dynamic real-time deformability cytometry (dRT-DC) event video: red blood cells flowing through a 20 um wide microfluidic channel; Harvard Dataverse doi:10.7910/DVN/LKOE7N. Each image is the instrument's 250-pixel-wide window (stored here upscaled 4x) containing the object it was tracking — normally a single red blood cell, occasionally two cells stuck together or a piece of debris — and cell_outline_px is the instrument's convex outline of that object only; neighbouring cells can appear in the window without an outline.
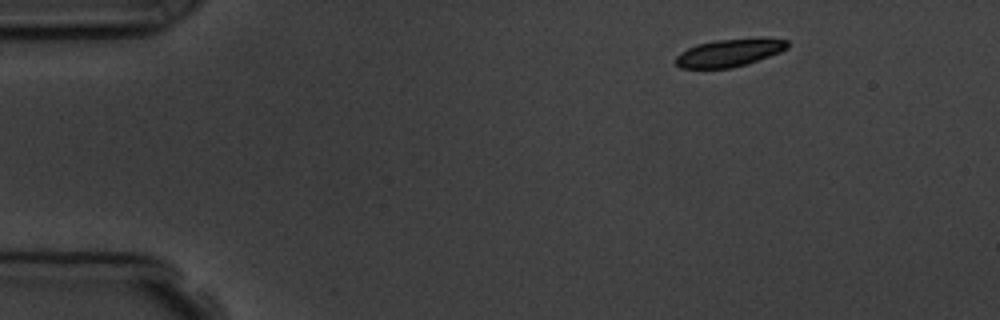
{"species": "common noctule bat (a hibernating species)", "species_latin": "Nyctalus noctula", "temperature_condition": "room temperature", "stored_images_in_passage": 3, "camera_frame_rate_fps": 3000, "um_per_image_px": 0.085, "animal": {"sex": "male", "body_mass_g": 19.5, "forearm_length_mm": 54.6}, "frame": {"image": 1, "passage_image": 1, "time_ms": 0.0, "image_size_px": [1000, 320], "cell_outline_px": [[788, 48], [780, 52], [748, 64], [732, 68], [680, 68], [676, 64], [676, 56], [680, 52], [696, 44], [716, 40], [756, 36], [768, 36], [788, 40]], "centroid_in_image_um": [62.07, 4.45], "position_along_channel_um": 22.9, "area_um2": 18.61}}
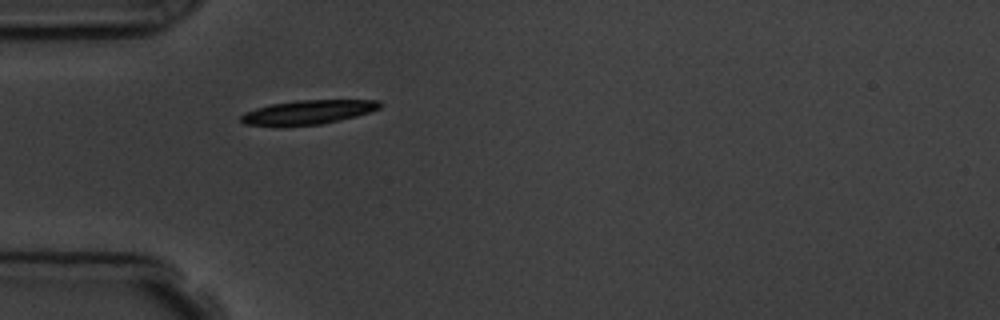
{"frame": {"image": 2, "passage_image": 3, "time_ms": 3.0, "image_size_px": [1000, 320], "cell_outline_px": [[384, 104], [380, 108], [356, 116], [320, 124], [280, 128], [244, 124], [240, 120], [240, 116], [244, 112], [256, 108], [272, 104], [296, 100], [380, 100]], "centroid_in_image_um": [26.12, 9.56], "position_along_channel_um": 58.9, "area_um2": 20.0}}